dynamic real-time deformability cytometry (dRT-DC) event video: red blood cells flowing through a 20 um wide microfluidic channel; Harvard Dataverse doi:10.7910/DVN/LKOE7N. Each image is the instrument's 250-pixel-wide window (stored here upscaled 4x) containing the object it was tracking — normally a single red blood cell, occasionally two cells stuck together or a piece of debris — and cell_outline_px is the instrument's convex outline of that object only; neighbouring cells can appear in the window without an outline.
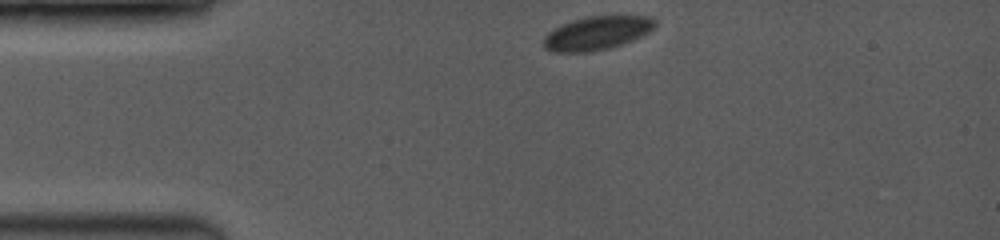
{"species": "common noctule bat (a hibernating species)", "species_latin": "Nyctalus noctula", "temperature_condition": "room temperature", "stored_images_in_passage": 14, "camera_frame_rate_fps": 3500, "um_per_image_px": 0.085, "animal": {"sex": "female", "body_mass_g": 19.0, "forearm_length_mm": 53.3}, "frame": {"image": 1, "passage_image": 1, "time_ms": 0.0, "image_size_px": [1000, 240], "cell_outline_px": [[656, 24], [648, 32], [632, 40], [608, 48], [588, 52], [552, 52], [544, 48], [544, 36], [548, 32], [572, 20], [588, 16], [644, 16], [652, 20]], "centroid_in_image_um": [50.68, 2.82], "position_along_channel_um": 34.3, "area_um2": 21.33}}
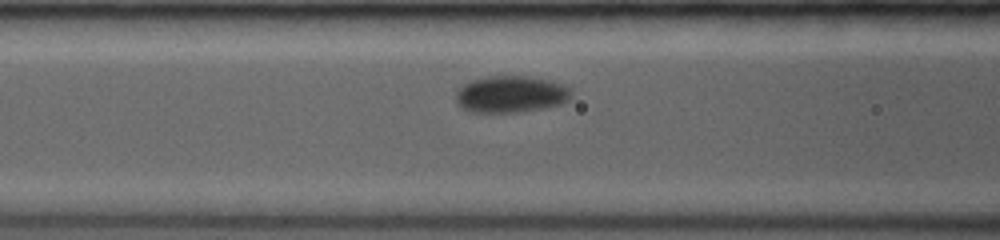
{"frame": {"image": 2, "passage_image": 10, "time_ms": 3.429, "image_size_px": [1000, 240], "cell_outline_px": [[572, 92], [568, 100], [560, 104], [544, 108], [520, 112], [468, 112], [460, 108], [456, 104], [456, 88], [468, 80], [484, 76], [528, 76], [552, 80], [564, 84]], "centroid_in_image_um": [43.36, 8.0], "position_along_channel_um": 123.2, "area_um2": 25.32}}
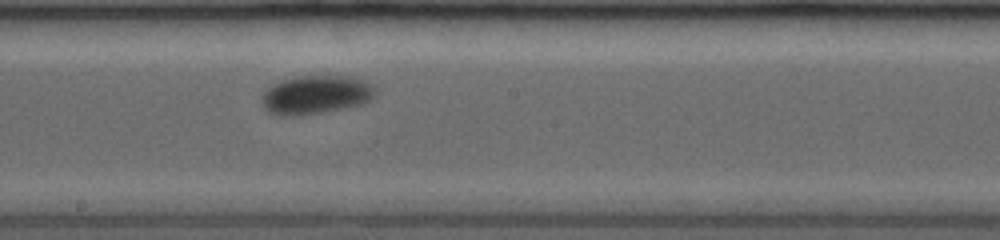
{"frame": {"image": 3, "passage_image": 14, "time_ms": 6.0, "image_size_px": [1000, 240], "cell_outline_px": [[376, 88], [372, 96], [364, 104], [324, 112], [300, 116], [276, 116], [268, 112], [264, 108], [260, 100], [264, 92], [268, 88], [284, 80], [296, 76], [348, 76], [364, 80]], "centroid_in_image_um": [26.81, 8.08], "position_along_channel_um": 221.4, "area_um2": 25.61}}